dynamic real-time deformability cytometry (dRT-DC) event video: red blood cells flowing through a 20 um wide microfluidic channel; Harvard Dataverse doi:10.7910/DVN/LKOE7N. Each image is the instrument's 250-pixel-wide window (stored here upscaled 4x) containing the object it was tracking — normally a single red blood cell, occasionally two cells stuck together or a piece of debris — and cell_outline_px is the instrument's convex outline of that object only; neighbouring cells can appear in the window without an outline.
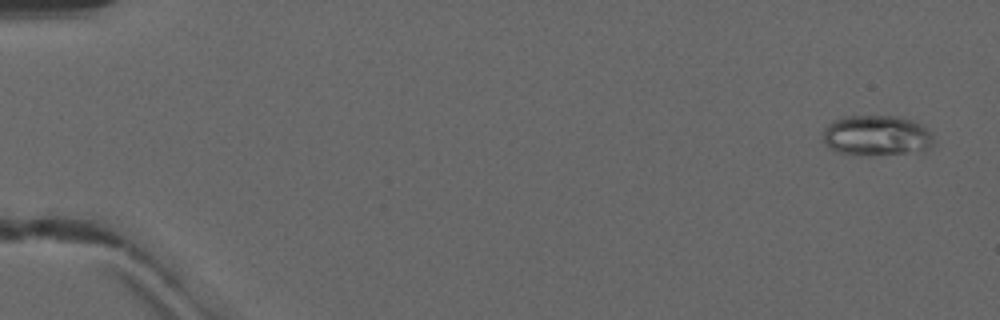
{"species": "common noctule bat (a hibernating species)", "species_latin": "Nyctalus noctula", "temperature_condition": "warm", "stored_images_in_passage": 51, "camera_frame_rate_fps": 3000, "um_per_image_px": 0.085, "animal": {"sex": "male", "forearm_length_mm": 52.5}, "frame": {"image": 1, "passage_image": 3, "time_ms": 0.667, "image_size_px": [1000, 320], "cell_outline_px": [[936, 144], [924, 152], [868, 156], [836, 152], [828, 148], [824, 144], [824, 128], [832, 120], [844, 116], [896, 116], [912, 120], [924, 124], [932, 132]], "centroid_in_image_um": [74.58, 11.54], "position_along_channel_um": 10.4, "area_um2": 27.05}}
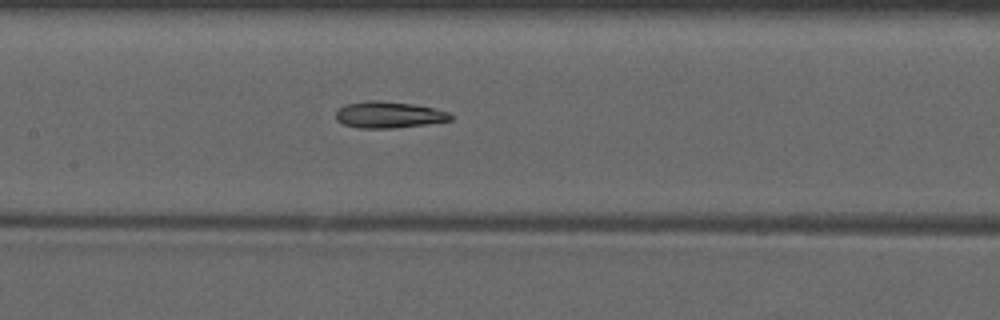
{"frame": {"image": 2, "passage_image": 26, "time_ms": 8.333, "image_size_px": [1000, 320], "cell_outline_px": [[452, 120], [424, 124], [392, 128], [356, 128], [344, 124], [336, 120], [336, 112], [340, 108], [348, 104], [368, 100], [376, 100], [412, 104], [432, 108], [448, 112], [452, 116]], "centroid_in_image_um": [33.02, 9.76], "position_along_channel_um": 174.4, "area_um2": 17.4}}
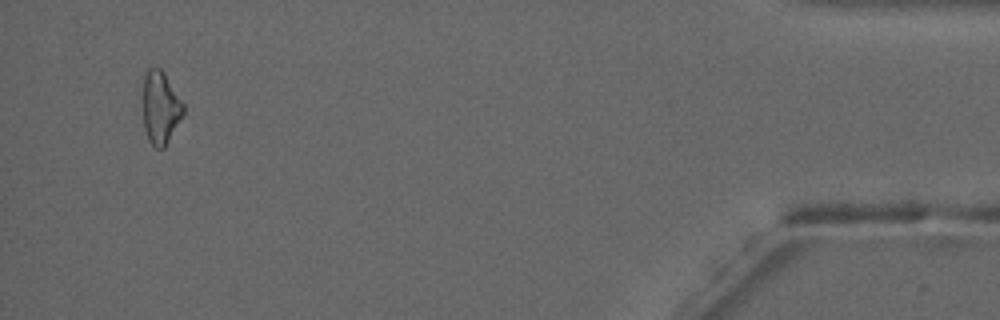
{"frame": {"image": 3, "passage_image": 49, "time_ms": 16.0, "image_size_px": [1000, 320], "cell_outline_px": [[184, 112], [164, 148], [156, 148], [148, 140], [144, 128], [144, 76], [148, 68], [160, 68], [164, 72], [184, 104]], "centroid_in_image_um": [13.64, 9.14], "position_along_channel_um": 421.6, "area_um2": 16.82}, "authors_computed_cell_mechanics": {"area_um2": 17.918, "velocity_mm_per_s": 4.1856, "shape_relaxation_time_tau1_ms": null, "shape_relaxation_time_tau2_ms": 6.4251, "deformation_change_tau1": null, "deformation_change_tau2": 0.1614}}